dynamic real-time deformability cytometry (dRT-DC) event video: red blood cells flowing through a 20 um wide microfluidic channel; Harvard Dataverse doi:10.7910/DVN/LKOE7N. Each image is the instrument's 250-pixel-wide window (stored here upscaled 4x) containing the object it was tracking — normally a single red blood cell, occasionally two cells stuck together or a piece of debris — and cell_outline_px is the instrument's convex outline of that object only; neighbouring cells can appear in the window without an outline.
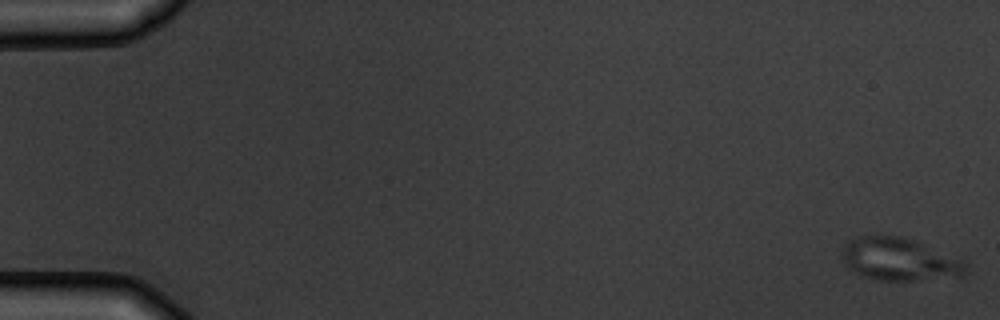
{"species": "common noctule bat (a hibernating species)", "species_latin": "Nyctalus noctula", "temperature_condition": "warm", "stored_images_in_passage": 6, "camera_frame_rate_fps": 3000, "um_per_image_px": 0.085, "animal": {"sex": "male", "body_mass_g": 19.5, "forearm_length_mm": 54.6}, "frame": {"image": 1, "passage_image": 1, "time_ms": 0.0, "image_size_px": [1000, 320], "cell_outline_px": [[968, 264], [964, 276], [916, 280], [880, 280], [864, 276], [848, 268], [840, 256], [840, 252], [848, 240], [860, 236], [900, 236], [912, 240], [964, 260]], "centroid_in_image_um": [76.43, 22.05], "position_along_channel_um": 8.6, "area_um2": 30.58}}